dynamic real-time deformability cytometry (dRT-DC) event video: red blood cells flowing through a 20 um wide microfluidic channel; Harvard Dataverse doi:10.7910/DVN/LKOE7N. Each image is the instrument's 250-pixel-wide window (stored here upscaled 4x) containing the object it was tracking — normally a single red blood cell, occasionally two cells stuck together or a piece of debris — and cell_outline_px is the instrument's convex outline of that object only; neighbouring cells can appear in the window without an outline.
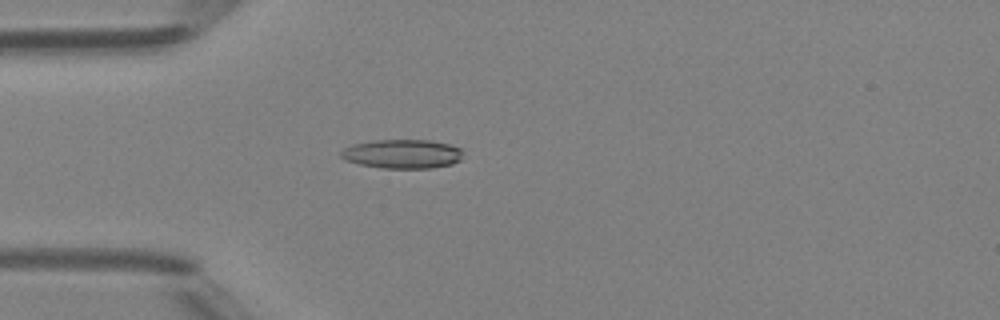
{"species": "Egyptian fruit bat (a non-hibernating species)", "species_latin": "Rousettus aegyptiacus", "temperature_condition": "room temperature", "stored_images_in_passage": 48, "camera_frame_rate_fps": 3000, "um_per_image_px": 0.085, "animal": {"sex": "female"}, "frame": {"image": 1, "passage_image": 13, "time_ms": 4.0, "image_size_px": [1000, 320], "cell_outline_px": [[460, 160], [452, 164], [432, 168], [384, 168], [360, 164], [344, 160], [340, 156], [340, 152], [344, 148], [352, 144], [372, 140], [432, 140], [448, 144], [460, 148]], "centroid_in_image_um": [34.16, 13.08], "position_along_channel_um": 50.8, "area_um2": 20.63}}
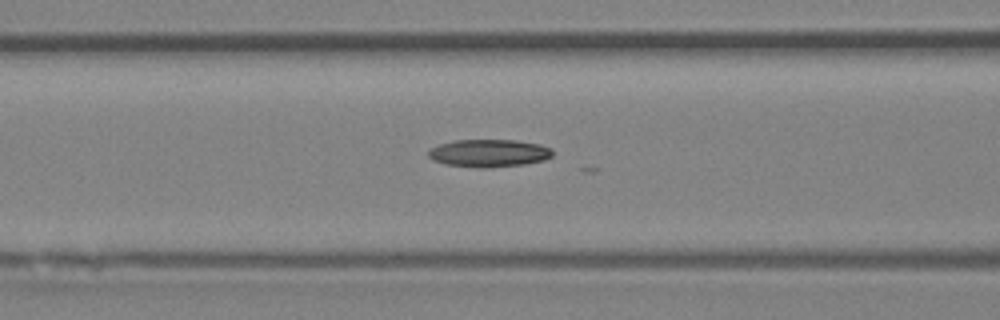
{"frame": {"image": 2, "passage_image": 19, "time_ms": 6.0, "image_size_px": [1000, 320], "cell_outline_px": [[552, 156], [544, 160], [524, 164], [488, 168], [480, 168], [444, 164], [432, 160], [428, 156], [428, 148], [440, 144], [456, 140], [516, 140], [540, 144], [552, 148]], "centroid_in_image_um": [41.54, 13.02], "position_along_channel_um": 125.1, "area_um2": 20.17}}
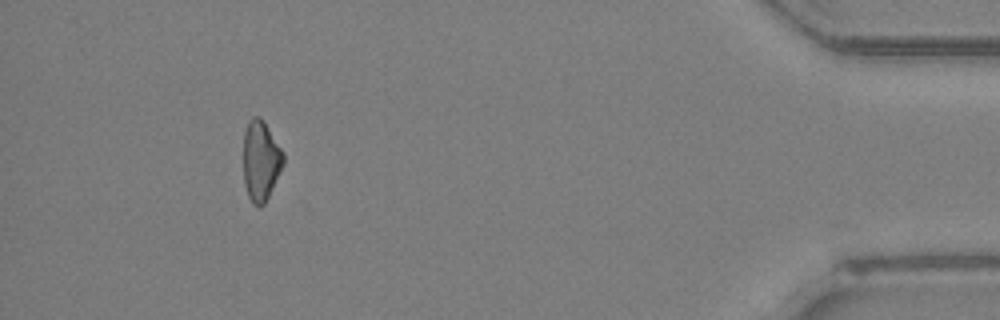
{"frame": {"image": 3, "passage_image": 44, "time_ms": 14.333, "image_size_px": [1000, 320], "cell_outline_px": [[284, 164], [264, 204], [260, 208], [252, 204], [248, 196], [244, 184], [244, 132], [248, 120], [252, 116], [256, 116], [264, 124], [284, 152]], "centroid_in_image_um": [22.15, 13.71], "position_along_channel_um": 413.0, "area_um2": 18.44}}